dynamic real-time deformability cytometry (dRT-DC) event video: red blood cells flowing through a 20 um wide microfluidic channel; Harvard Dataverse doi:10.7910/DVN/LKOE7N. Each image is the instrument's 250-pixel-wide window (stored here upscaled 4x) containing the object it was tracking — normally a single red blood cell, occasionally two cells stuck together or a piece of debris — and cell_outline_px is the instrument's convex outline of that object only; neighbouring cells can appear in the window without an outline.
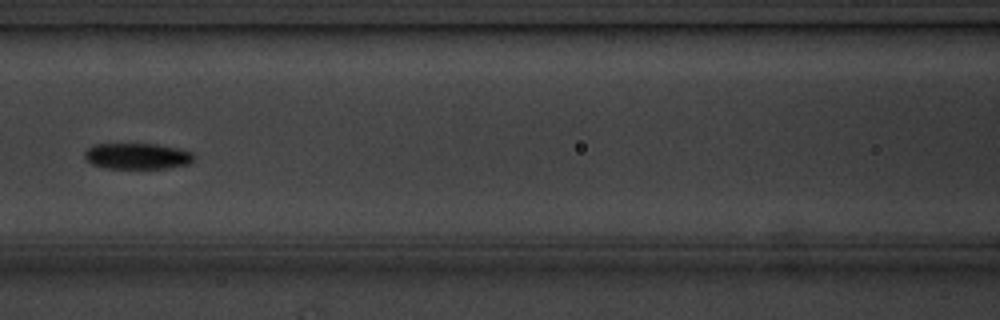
{"species": "common noctule bat (a hibernating species)", "species_latin": "Nyctalus noctula", "temperature_condition": "cold", "stored_images_in_passage": 10, "camera_frame_rate_fps": 3000, "um_per_image_px": 0.085, "animal": {"sex": "male", "body_mass_g": 20.1, "forearm_length_mm": 53.5}, "frame": {"image": 1, "passage_image": 7, "time_ms": 7.0, "image_size_px": [1000, 320], "cell_outline_px": [[196, 156], [188, 164], [168, 168], [104, 168], [92, 164], [84, 156], [84, 152], [88, 148], [96, 144], [156, 144], [176, 148], [192, 152]], "centroid_in_image_um": [11.67, 13.27], "position_along_channel_um": 154.9, "area_um2": 16.47}}